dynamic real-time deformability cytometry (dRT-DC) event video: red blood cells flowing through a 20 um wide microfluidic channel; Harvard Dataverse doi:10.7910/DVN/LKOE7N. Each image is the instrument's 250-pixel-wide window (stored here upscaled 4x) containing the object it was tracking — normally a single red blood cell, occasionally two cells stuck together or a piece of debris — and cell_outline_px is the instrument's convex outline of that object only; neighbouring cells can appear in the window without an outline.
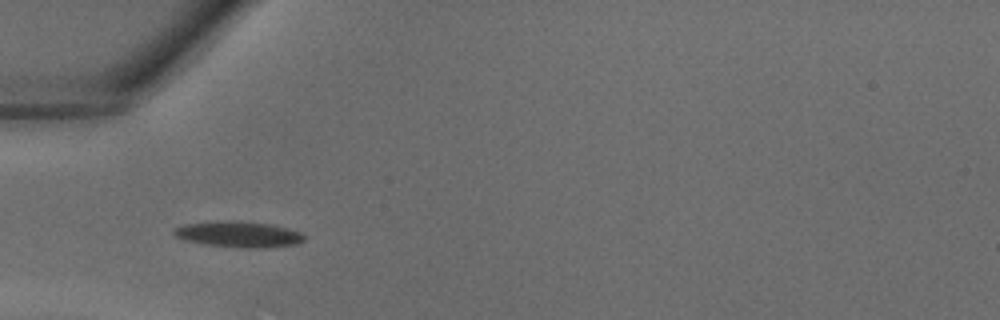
{"species": "common noctule bat (a hibernating species)", "species_latin": "Nyctalus noctula", "temperature_condition": "warm", "stored_images_in_passage": 21, "camera_frame_rate_fps": 3000, "um_per_image_px": 0.085, "animal": {"sex": "male", "body_mass_g": 18.8}, "frame": {"image": 1, "passage_image": 1, "time_ms": 0.0, "image_size_px": [1000, 320], "cell_outline_px": [[304, 240], [296, 244], [264, 248], [244, 248], [200, 244], [184, 240], [176, 236], [172, 232], [172, 228], [184, 224], [240, 220], [268, 224], [288, 228], [300, 232], [304, 236]], "centroid_in_image_um": [20.25, 19.92], "position_along_channel_um": 64.7, "area_um2": 19.71}}
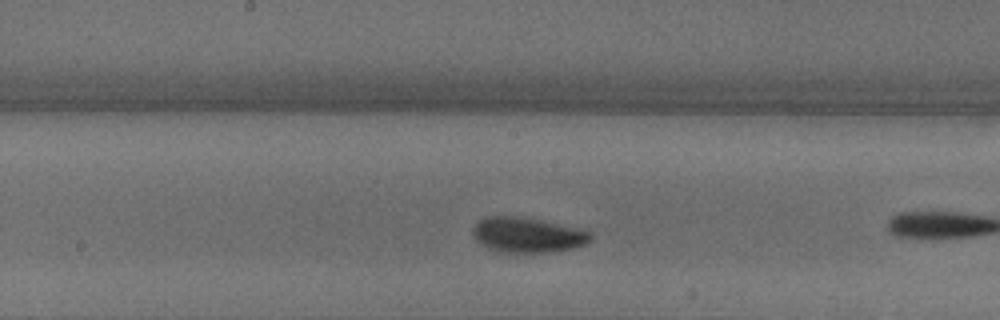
{"frame": {"image": 2, "passage_image": 7, "time_ms": 2.0, "image_size_px": [1000, 320], "cell_outline_px": [[592, 240], [584, 244], [572, 248], [552, 252], [496, 252], [488, 248], [476, 240], [472, 232], [476, 224], [484, 216], [516, 216], [540, 220], [584, 228], [592, 232]], "centroid_in_image_um": [44.88, 19.96], "position_along_channel_um": 203.3, "area_um2": 24.28}}